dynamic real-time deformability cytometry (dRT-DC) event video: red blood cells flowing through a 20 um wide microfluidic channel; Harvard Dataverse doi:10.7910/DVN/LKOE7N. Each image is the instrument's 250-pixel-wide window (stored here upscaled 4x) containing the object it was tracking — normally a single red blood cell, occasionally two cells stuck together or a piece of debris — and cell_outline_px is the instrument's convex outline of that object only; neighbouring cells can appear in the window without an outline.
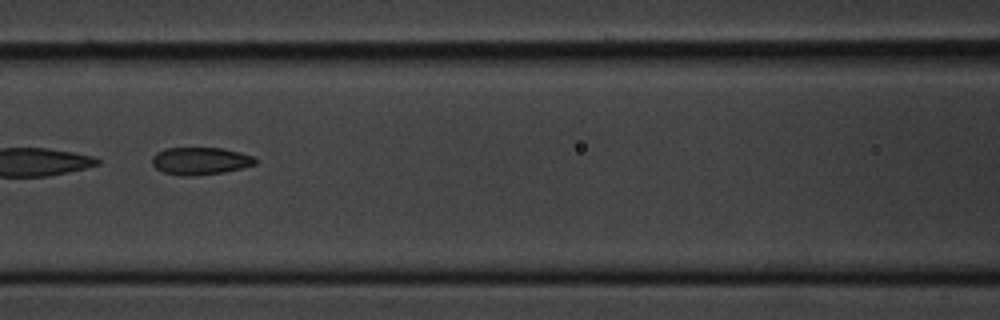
{"species": "common noctule bat (a hibernating species)", "species_latin": "Nyctalus noctula", "temperature_condition": "cold", "stored_images_in_passage": 7, "camera_frame_rate_fps": 3000, "um_per_image_px": 0.085, "animal": {"sex": "male", "body_mass_g": 20.1, "forearm_length_mm": 53.5}, "frame": {"image": 1, "passage_image": 7, "time_ms": 7.0, "image_size_px": [1000, 320], "cell_outline_px": [[256, 164], [224, 172], [196, 176], [180, 176], [164, 172], [156, 168], [152, 164], [152, 156], [156, 152], [168, 148], [224, 148], [240, 152], [252, 156], [256, 160]], "centroid_in_image_um": [17.0, 13.68], "position_along_channel_um": 149.6, "area_um2": 16.53}}